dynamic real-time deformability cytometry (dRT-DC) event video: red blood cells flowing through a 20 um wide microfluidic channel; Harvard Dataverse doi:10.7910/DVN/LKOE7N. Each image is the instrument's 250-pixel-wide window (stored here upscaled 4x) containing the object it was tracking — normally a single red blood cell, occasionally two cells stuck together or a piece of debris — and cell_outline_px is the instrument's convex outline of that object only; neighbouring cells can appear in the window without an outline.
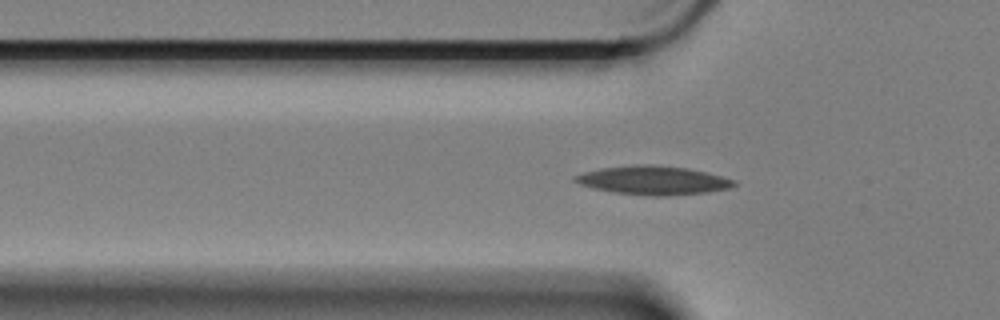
{"species": "Egyptian fruit bat (a non-hibernating species)", "species_latin": "Rousettus aegyptiacus", "temperature_condition": "cold", "stored_images_in_passage": 60, "camera_frame_rate_fps": 3000, "um_per_image_px": 0.085, "animal": {"sex": "female"}, "frame": {"image": 1, "passage_image": 18, "time_ms": 5.667, "image_size_px": [1000, 320], "cell_outline_px": [[736, 184], [728, 188], [708, 192], [664, 196], [652, 196], [616, 192], [592, 188], [580, 184], [572, 180], [572, 176], [584, 172], [600, 168], [632, 164], [660, 164], [688, 168], [736, 180]], "centroid_in_image_um": [55.48, 15.31], "position_along_channel_um": 70.3, "area_um2": 26.7}}
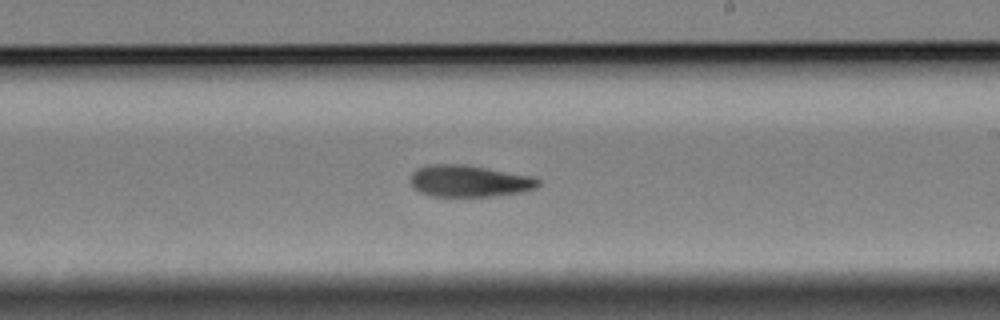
{"frame": {"image": 2, "passage_image": 34, "time_ms": 11.0, "image_size_px": [1000, 320], "cell_outline_px": [[540, 184], [536, 188], [524, 192], [492, 196], [432, 196], [420, 192], [412, 188], [412, 172], [416, 168], [428, 164], [468, 164], [532, 176], [540, 180]], "centroid_in_image_um": [39.9, 15.38], "position_along_channel_um": 249.1, "area_um2": 23.87}}
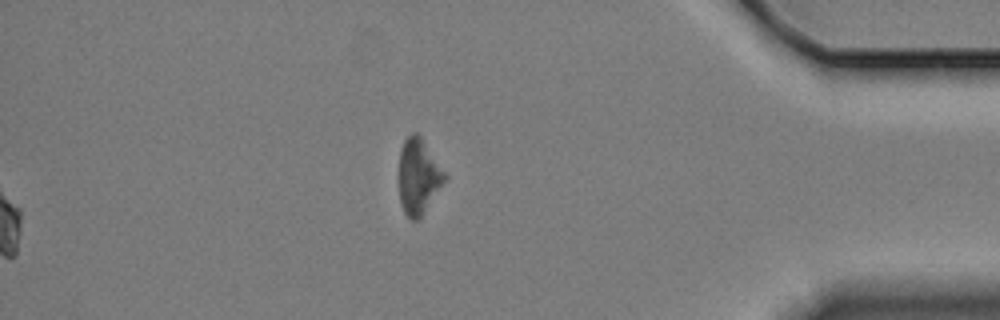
{"frame": {"image": 3, "passage_image": 60, "time_ms": 19.667, "image_size_px": [1000, 320], "cell_outline_px": [[448, 176], [424, 212], [416, 220], [412, 220], [404, 212], [400, 200], [400, 148], [404, 140], [412, 132], [416, 132], [420, 136]], "centroid_in_image_um": [35.57, 14.97], "position_along_channel_um": 399.6, "area_um2": 19.65}}